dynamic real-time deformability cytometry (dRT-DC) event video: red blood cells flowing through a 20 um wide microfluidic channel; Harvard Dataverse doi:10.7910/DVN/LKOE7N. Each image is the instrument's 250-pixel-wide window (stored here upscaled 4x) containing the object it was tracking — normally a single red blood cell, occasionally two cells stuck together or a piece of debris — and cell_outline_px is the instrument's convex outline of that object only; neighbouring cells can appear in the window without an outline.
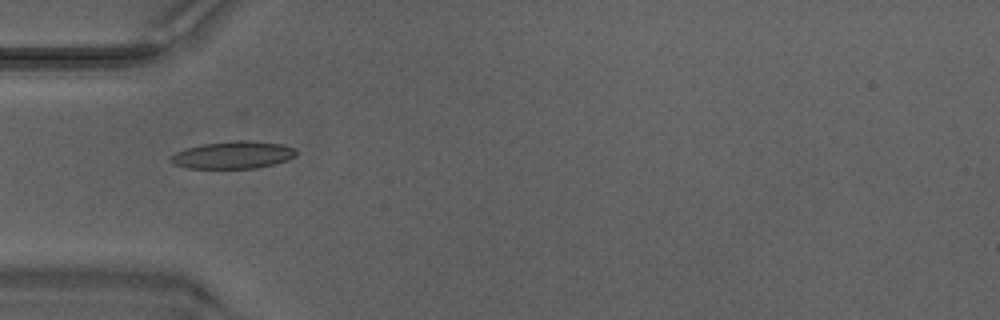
{"species": "Egyptian fruit bat (a non-hibernating species)", "species_latin": "Rousettus aegyptiacus", "temperature_condition": "warm", "stored_images_in_passage": 24, "camera_frame_rate_fps": 3000, "um_per_image_px": 0.085, "animal": {"sex": "male"}, "frame": {"image": 1, "passage_image": 1, "time_ms": 0.0, "image_size_px": [1000, 320], "cell_outline_px": [[296, 156], [288, 160], [256, 168], [188, 168], [172, 164], [168, 160], [168, 156], [176, 152], [200, 144], [232, 140], [252, 140], [280, 144], [296, 148]], "centroid_in_image_um": [19.78, 13.16], "position_along_channel_um": 65.2, "area_um2": 20.23}}
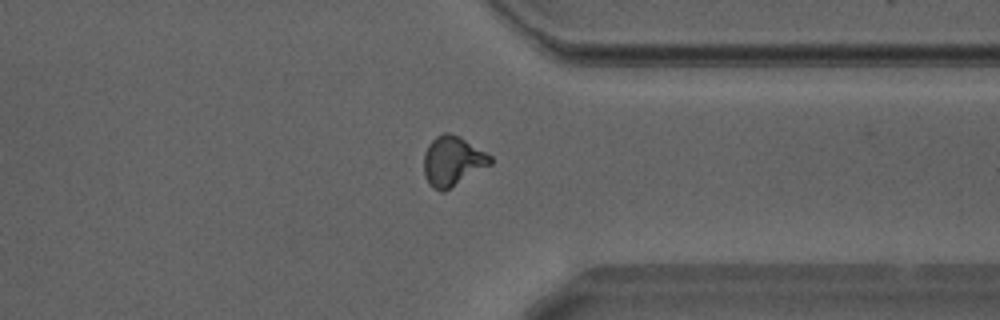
{"frame": {"image": 2, "passage_image": 23, "time_ms": 7.333, "image_size_px": [1000, 320], "cell_outline_px": [[492, 164], [444, 192], [440, 192], [432, 188], [428, 184], [424, 176], [424, 152], [428, 144], [436, 136], [444, 132], [448, 132], [460, 136], [492, 156]], "centroid_in_image_um": [38.45, 13.7], "position_along_channel_um": 372.9, "area_um2": 19.54}}